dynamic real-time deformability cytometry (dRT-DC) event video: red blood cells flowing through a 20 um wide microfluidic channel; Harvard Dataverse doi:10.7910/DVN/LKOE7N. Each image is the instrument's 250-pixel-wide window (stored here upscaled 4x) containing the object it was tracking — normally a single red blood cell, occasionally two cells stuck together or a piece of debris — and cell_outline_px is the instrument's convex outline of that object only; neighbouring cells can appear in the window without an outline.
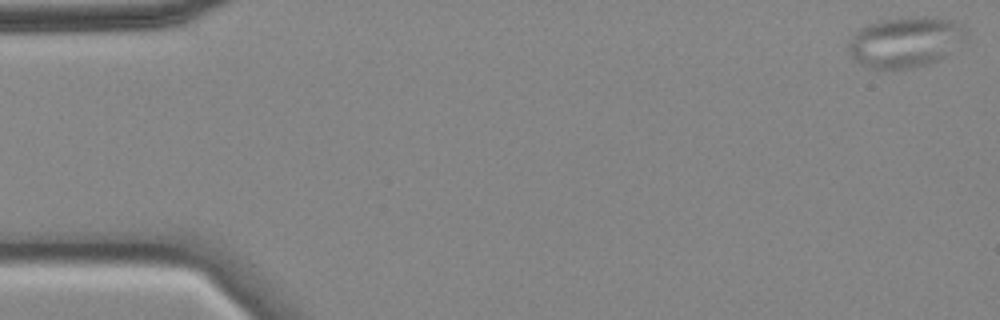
{"species": "common noctule bat (a hibernating species)", "species_latin": "Nyctalus noctula", "temperature_condition": "cold", "stored_images_in_passage": 56, "camera_frame_rate_fps": 3000, "um_per_image_px": 0.085, "animal": {"sex": "female", "body_mass_g": 18.4}, "frame": {"image": 1, "passage_image": 1, "time_ms": 0.0, "image_size_px": [1000, 320], "cell_outline_px": [[968, 36], [944, 56], [928, 64], [912, 68], [868, 68], [860, 64], [848, 52], [848, 44], [852, 36], [860, 28], [868, 24], [880, 20], [924, 16], [928, 16], [952, 20], [968, 28]], "centroid_in_image_um": [76.96, 3.55], "position_along_channel_um": 8.0, "area_um2": 34.51}}
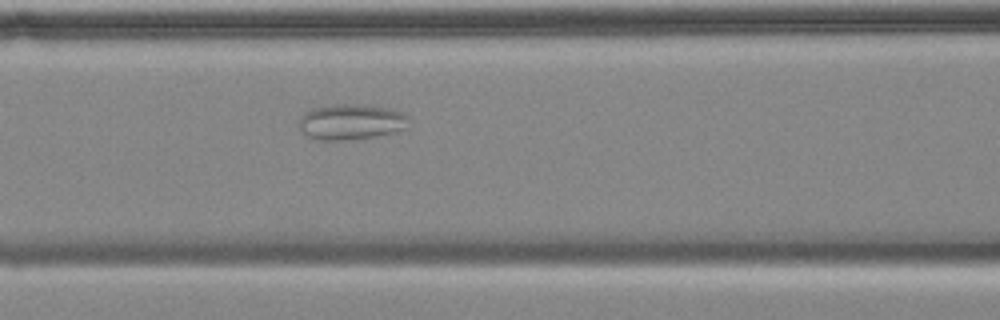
{"frame": {"image": 2, "passage_image": 23, "time_ms": 7.333, "image_size_px": [1000, 320], "cell_outline_px": [[408, 128], [376, 136], [344, 140], [316, 140], [308, 136], [300, 128], [300, 116], [304, 112], [312, 108], [336, 104], [356, 104], [384, 108], [404, 112], [408, 116]], "centroid_in_image_um": [29.83, 10.36], "position_along_channel_um": 136.8, "area_um2": 22.66}}
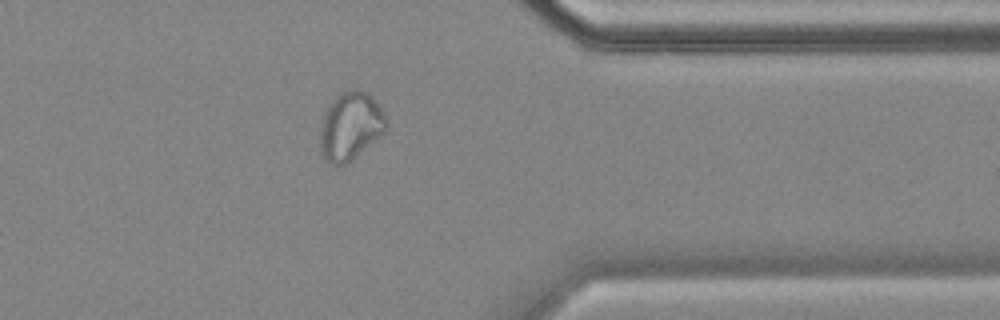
{"frame": {"image": 3, "passage_image": 45, "time_ms": 14.667, "image_size_px": [1000, 320], "cell_outline_px": [[388, 128], [380, 136], [344, 164], [332, 164], [324, 160], [320, 152], [320, 128], [324, 112], [332, 100], [336, 96], [352, 88], [356, 88], [368, 92], [372, 96], [388, 120]], "centroid_in_image_um": [29.78, 10.69], "position_along_channel_um": 381.6, "area_um2": 26.13}, "authors_computed_cell_mechanics": {"area_um2": 26.7903, "velocity_mm_per_s": 3.5043, "shape_relaxation_time_tau1_ms": null, "shape_relaxation_time_tau2_ms": 2.8685, "deformation_change_tau1": null, "deformation_change_tau2": 0.0743}}